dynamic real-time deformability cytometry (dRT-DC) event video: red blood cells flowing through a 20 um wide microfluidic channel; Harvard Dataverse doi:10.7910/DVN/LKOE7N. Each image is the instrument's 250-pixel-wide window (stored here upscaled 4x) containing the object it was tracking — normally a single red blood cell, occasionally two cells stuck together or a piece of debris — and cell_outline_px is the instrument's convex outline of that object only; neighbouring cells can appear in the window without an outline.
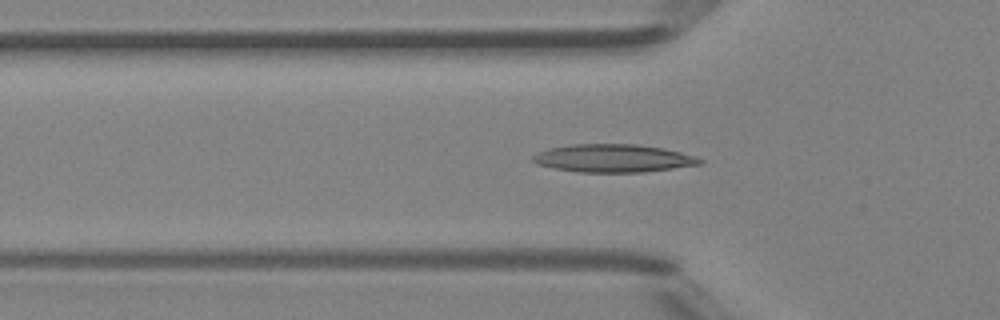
{"species": "Egyptian fruit bat (a non-hibernating species)", "species_latin": "Rousettus aegyptiacus", "temperature_condition": "room temperature", "stored_images_in_passage": 42, "camera_frame_rate_fps": 3000, "um_per_image_px": 0.085, "animal": {"sex": "female"}, "frame": {"image": 1, "passage_image": 15, "time_ms": 4.667, "image_size_px": [1000, 320], "cell_outline_px": [[704, 160], [700, 164], [644, 172], [576, 172], [536, 164], [532, 160], [532, 156], [548, 148], [572, 144], [636, 144], [664, 148], [696, 156]], "centroid_in_image_um": [52.12, 13.45], "position_along_channel_um": 73.7, "area_um2": 27.11}}
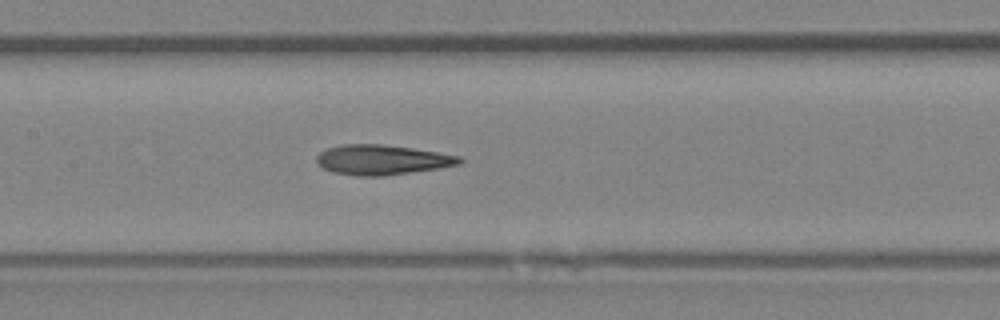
{"frame": {"image": 2, "passage_image": 22, "time_ms": 7.0, "image_size_px": [1000, 320], "cell_outline_px": [[464, 160], [460, 164], [440, 168], [384, 176], [356, 176], [332, 172], [324, 168], [316, 160], [316, 156], [320, 152], [328, 148], [340, 144], [380, 144], [412, 148], [460, 156]], "centroid_in_image_um": [32.47, 13.59], "position_along_channel_um": 174.9, "area_um2": 24.91}}
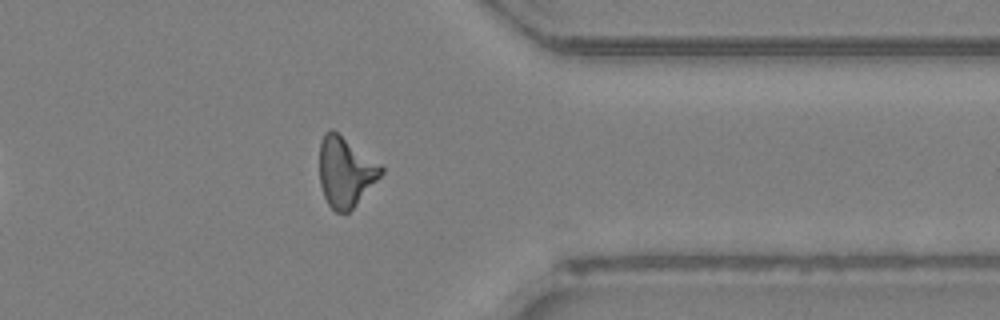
{"frame": {"image": 3, "passage_image": 37, "time_ms": 12.0, "image_size_px": [1000, 320], "cell_outline_px": [[384, 172], [356, 204], [348, 212], [336, 212], [328, 204], [324, 196], [320, 184], [320, 140], [324, 132], [328, 128], [332, 128], [380, 164], [384, 168]], "centroid_in_image_um": [29.34, 14.57], "position_along_channel_um": 382.1, "area_um2": 24.91}, "authors_computed_cell_mechanics": {"area_um2": 24.9696, "velocity_mm_per_s": 4.3464, "shape_relaxation_time_tau1_ms": null, "shape_relaxation_time_tau2_ms": 3.4711, "deformation_change_tau1": null, "deformation_change_tau2": 0.1524}}